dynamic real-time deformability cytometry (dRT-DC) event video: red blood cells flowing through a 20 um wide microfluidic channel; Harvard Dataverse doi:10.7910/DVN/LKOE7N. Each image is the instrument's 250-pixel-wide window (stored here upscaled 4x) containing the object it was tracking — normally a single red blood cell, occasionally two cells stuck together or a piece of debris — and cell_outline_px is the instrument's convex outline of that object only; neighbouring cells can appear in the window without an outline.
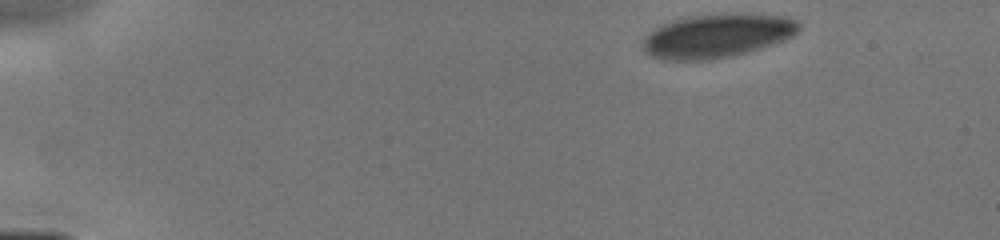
{"species": "human", "species_latin": "Homo sapiens", "temperature_condition": "cold", "stored_images_in_passage": 13, "camera_frame_rate_fps": 3000, "um_per_image_px": 0.085, "donor": {"sex": "male"}, "frame": {"image": 1, "passage_image": 1, "time_ms": 0.0, "image_size_px": [1000, 240], "cell_outline_px": [[800, 28], [792, 36], [784, 40], [760, 48], [732, 56], [708, 60], [660, 60], [644, 52], [644, 40], [648, 32], [660, 24], [672, 20], [688, 16], [724, 12], [744, 12], [788, 16], [796, 20], [800, 24]], "centroid_in_image_um": [60.96, 3.01], "position_along_channel_um": 24.0, "area_um2": 40.58}}
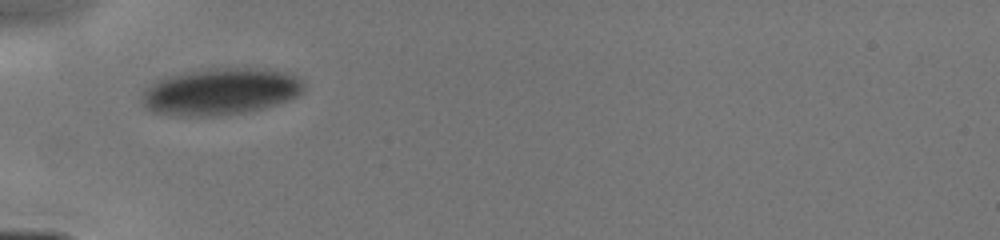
{"frame": {"image": 2, "passage_image": 12, "time_ms": 3.333, "image_size_px": [1000, 240], "cell_outline_px": [[304, 92], [288, 100], [268, 108], [244, 112], [216, 116], [176, 116], [152, 112], [144, 108], [144, 88], [156, 80], [168, 76], [184, 72], [212, 68], [264, 68], [284, 72], [296, 76], [304, 84]], "centroid_in_image_um": [18.75, 7.79], "position_along_channel_um": 66.3, "area_um2": 44.45}}